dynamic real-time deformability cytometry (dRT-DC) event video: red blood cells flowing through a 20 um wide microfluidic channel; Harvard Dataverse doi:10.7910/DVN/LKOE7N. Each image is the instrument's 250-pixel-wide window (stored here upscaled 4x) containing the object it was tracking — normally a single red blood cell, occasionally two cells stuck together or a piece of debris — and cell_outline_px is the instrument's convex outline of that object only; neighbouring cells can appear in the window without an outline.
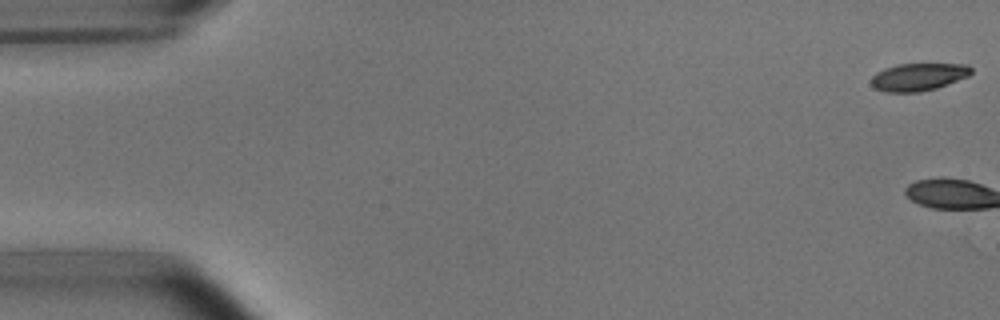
{"species": "common noctule bat (a hibernating species)", "species_latin": "Nyctalus noctula", "temperature_condition": "room temperature", "stored_images_in_passage": 5, "camera_frame_rate_fps": 3000, "um_per_image_px": 0.085, "animal": {"sex": "male", "body_mass_g": 15.6}, "frame": {"image": 1, "passage_image": 1, "time_ms": 0.0, "image_size_px": [1000, 320], "cell_outline_px": [[972, 72], [968, 76], [936, 88], [920, 92], [884, 92], [872, 88], [872, 76], [876, 72], [884, 68], [900, 64], [968, 64], [972, 68]], "centroid_in_image_um": [78.04, 6.54], "position_along_channel_um": 7.0, "area_um2": 16.07}}